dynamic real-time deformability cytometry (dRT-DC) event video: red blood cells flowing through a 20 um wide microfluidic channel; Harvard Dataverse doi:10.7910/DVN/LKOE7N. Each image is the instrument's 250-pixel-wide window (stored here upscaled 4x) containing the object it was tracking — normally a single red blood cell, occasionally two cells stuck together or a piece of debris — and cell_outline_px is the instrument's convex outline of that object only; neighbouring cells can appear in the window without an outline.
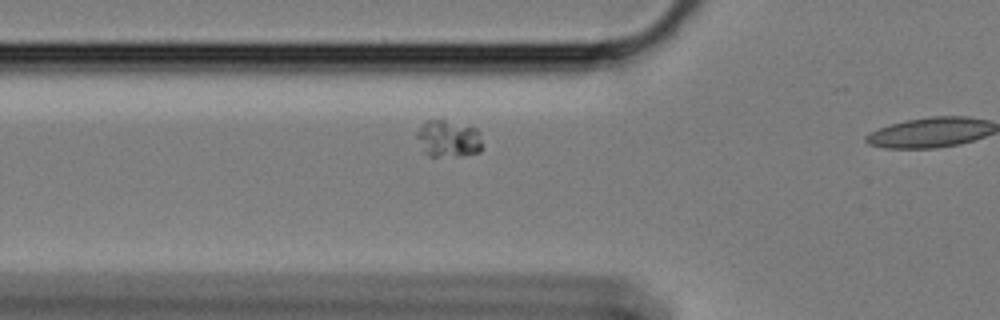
{"species": "Egyptian fruit bat (a non-hibernating species)", "species_latin": "Rousettus aegyptiacus", "temperature_condition": "cold", "stored_images_in_passage": 11, "camera_frame_rate_fps": 3000, "um_per_image_px": 0.085, "animal": {"sex": "female"}, "frame": {"image": 1, "passage_image": 10, "time_ms": 3.0, "image_size_px": [1000, 320], "cell_outline_px": [[480, 152], [464, 156], [428, 156], [424, 152], [416, 136], [416, 132], [428, 120], [444, 120], [476, 128], [480, 132]], "centroid_in_image_um": [38.11, 11.81], "position_along_channel_um": 87.7, "area_um2": 13.93}}